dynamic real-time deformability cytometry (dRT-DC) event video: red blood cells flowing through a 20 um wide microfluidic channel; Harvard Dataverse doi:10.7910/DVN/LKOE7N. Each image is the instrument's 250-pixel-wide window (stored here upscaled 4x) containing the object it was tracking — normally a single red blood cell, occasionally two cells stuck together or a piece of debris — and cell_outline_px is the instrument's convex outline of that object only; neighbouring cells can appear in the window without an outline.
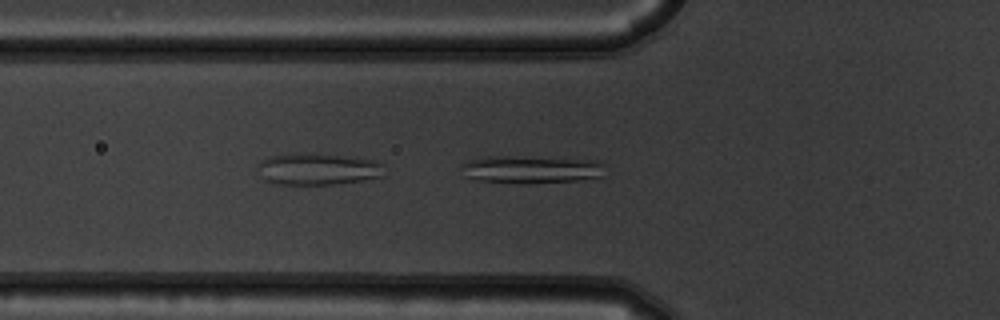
{"species": "common noctule bat (a hibernating species)", "species_latin": "Nyctalus noctula", "temperature_condition": "warm", "stored_images_in_passage": 51, "camera_frame_rate_fps": 3000, "um_per_image_px": 0.085, "animal": {"sex": "male", "body_mass_g": 19.5, "forearm_length_mm": 54.6}, "frame": {"image": 1, "passage_image": 17, "time_ms": 5.333, "image_size_px": [1000, 320], "cell_outline_px": [[608, 164], [604, 176], [576, 180], [528, 184], [524, 184], [480, 180], [464, 176], [460, 164], [468, 160], [488, 156], [508, 156], [596, 160]], "centroid_in_image_um": [45.19, 14.4], "position_along_channel_um": 80.6, "area_um2": 23.47}}
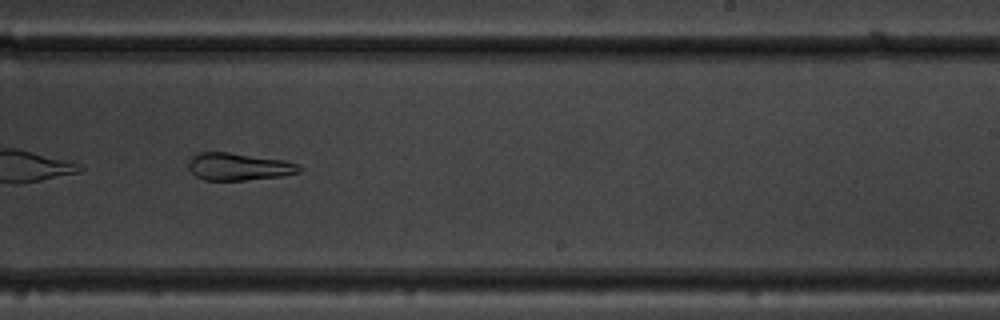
{"frame": {"image": 2, "passage_image": 32, "time_ms": 10.333, "image_size_px": [1000, 320], "cell_outline_px": [[304, 168], [300, 172], [284, 176], [244, 180], [204, 180], [196, 176], [188, 168], [188, 164], [192, 156], [196, 152], [228, 152], [284, 160], [296, 164]], "centroid_in_image_um": [20.29, 14.16], "position_along_channel_um": 268.7, "area_um2": 17.74}}
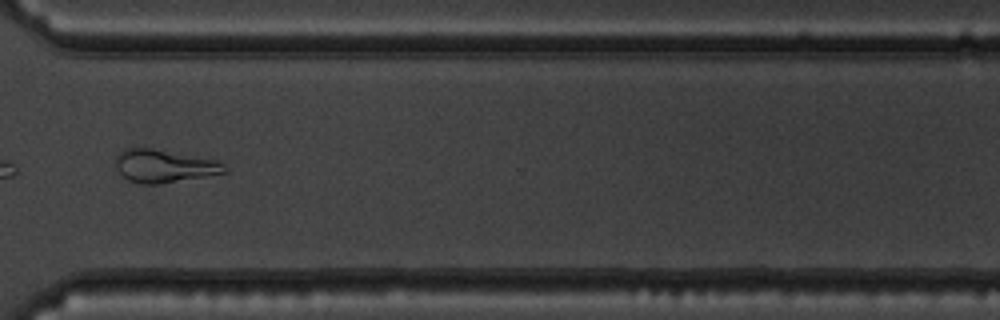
{"frame": {"image": 3, "passage_image": 39, "time_ms": 12.667, "image_size_px": [1000, 320], "cell_outline_px": [[228, 172], [208, 176], [160, 184], [140, 184], [128, 180], [116, 168], [116, 156], [124, 148], [148, 148], [216, 160], [224, 164], [228, 168]], "centroid_in_image_um": [13.96, 14.13], "position_along_channel_um": 356.6, "area_um2": 20.75}, "authors_computed_cell_mechanics": {"area_um2": 23.5824, "velocity_mm_per_s": 3.7577, "shape_relaxation_time_tau1_ms": null, "shape_relaxation_time_tau2_ms": 5.2271, "deformation_change_tau1": null, "deformation_change_tau2": 0.1506}}